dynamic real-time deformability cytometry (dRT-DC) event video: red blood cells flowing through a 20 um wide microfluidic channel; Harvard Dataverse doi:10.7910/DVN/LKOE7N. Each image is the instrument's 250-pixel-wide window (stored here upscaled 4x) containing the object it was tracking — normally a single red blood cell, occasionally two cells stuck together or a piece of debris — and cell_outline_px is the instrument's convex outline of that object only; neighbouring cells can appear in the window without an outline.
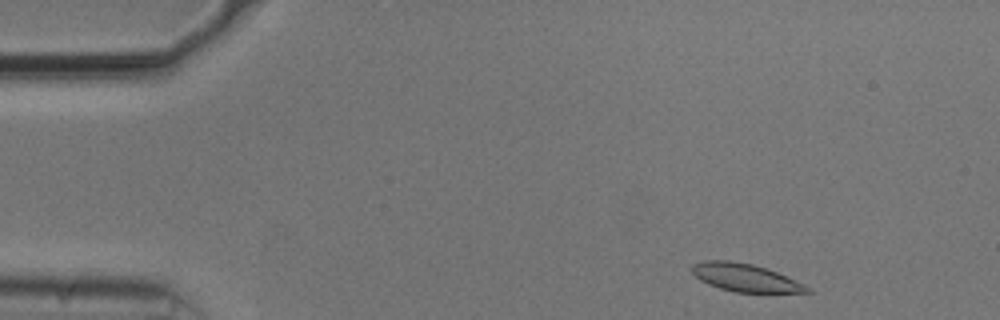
{"species": "common noctule bat (a hibernating species)", "species_latin": "Nyctalus noctula", "temperature_condition": "cold", "stored_images_in_passage": 22, "camera_frame_rate_fps": 3000, "um_per_image_px": 0.085, "animal": {"sex": "male", "body_mass_g": 20.5, "forearm_length_mm": 52.5}, "frame": {"image": 1, "passage_image": 2, "time_ms": 0.333, "image_size_px": [1000, 320], "cell_outline_px": [[812, 292], [736, 292], [720, 288], [708, 284], [700, 280], [692, 272], [692, 264], [704, 260], [728, 260], [752, 264], [776, 272], [804, 284], [812, 288]], "centroid_in_image_um": [63.33, 23.59], "position_along_channel_um": 21.7, "area_um2": 18.44}}
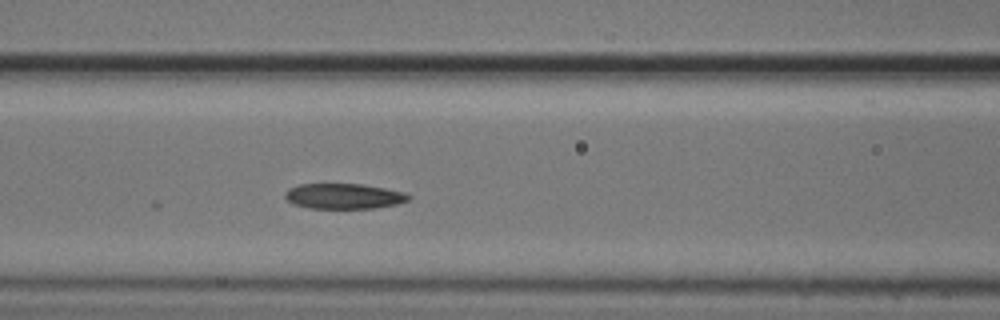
{"frame": {"image": 2, "passage_image": 18, "time_ms": 5.667, "image_size_px": [1000, 320], "cell_outline_px": [[412, 196], [408, 200], [396, 204], [376, 208], [308, 208], [296, 204], [288, 200], [284, 196], [284, 192], [288, 188], [300, 184], [364, 184], [404, 192]], "centroid_in_image_um": [29.22, 16.67], "position_along_channel_um": 137.4, "area_um2": 18.21}}
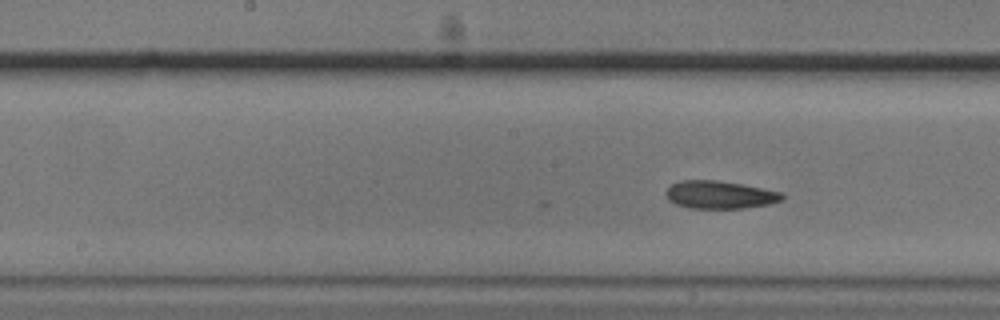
{"frame": {"image": 3, "passage_image": 22, "time_ms": 7.0, "image_size_px": [1000, 320], "cell_outline_px": [[784, 200], [768, 204], [744, 208], [688, 208], [676, 204], [668, 200], [664, 192], [672, 184], [680, 180], [716, 180], [740, 184], [784, 192]], "centroid_in_image_um": [61.18, 16.55], "position_along_channel_um": 187.0, "area_um2": 18.9}}